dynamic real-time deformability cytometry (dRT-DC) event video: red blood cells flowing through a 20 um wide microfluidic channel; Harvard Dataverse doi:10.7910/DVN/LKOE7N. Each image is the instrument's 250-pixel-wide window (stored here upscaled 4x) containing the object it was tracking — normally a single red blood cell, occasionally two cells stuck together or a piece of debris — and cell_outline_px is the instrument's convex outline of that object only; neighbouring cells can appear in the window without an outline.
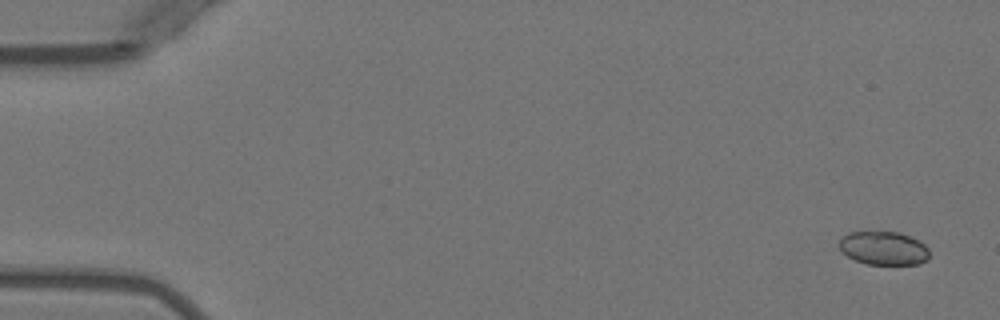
{"species": "Egyptian fruit bat (a non-hibernating species)", "species_latin": "Rousettus aegyptiacus", "temperature_condition": "warm", "stored_images_in_passage": 5, "segment_of_instrument_passage": [1, 2], "camera_frame_rate_fps": 3000, "um_per_image_px": 0.085, "animal": {"sex": "female"}, "frame": {"image": 1, "passage_image": 1, "time_ms": 0.0, "image_size_px": [1000, 320], "cell_outline_px": [[928, 256], [920, 264], [868, 264], [856, 260], [848, 256], [840, 248], [840, 240], [848, 232], [900, 232], [920, 240], [928, 248]], "centroid_in_image_um": [75.13, 21.08], "position_along_channel_um": 9.9, "area_um2": 17.4}}
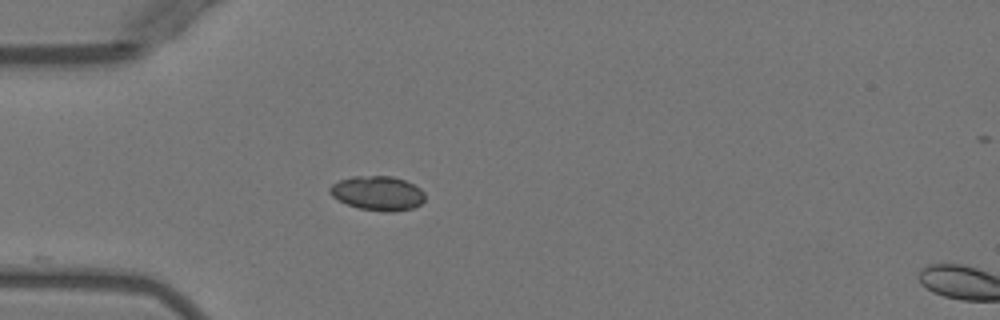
{"frame": {"image": 2, "passage_image": 4, "time_ms": 4.333, "image_size_px": [1000, 320], "cell_outline_px": [[424, 200], [420, 204], [412, 208], [392, 212], [384, 212], [360, 208], [348, 204], [332, 196], [328, 192], [328, 188], [332, 184], [340, 180], [352, 176], [392, 176], [404, 180], [420, 188], [424, 192]], "centroid_in_image_um": [32.09, 16.42], "position_along_channel_um": 52.9, "area_um2": 18.96}}